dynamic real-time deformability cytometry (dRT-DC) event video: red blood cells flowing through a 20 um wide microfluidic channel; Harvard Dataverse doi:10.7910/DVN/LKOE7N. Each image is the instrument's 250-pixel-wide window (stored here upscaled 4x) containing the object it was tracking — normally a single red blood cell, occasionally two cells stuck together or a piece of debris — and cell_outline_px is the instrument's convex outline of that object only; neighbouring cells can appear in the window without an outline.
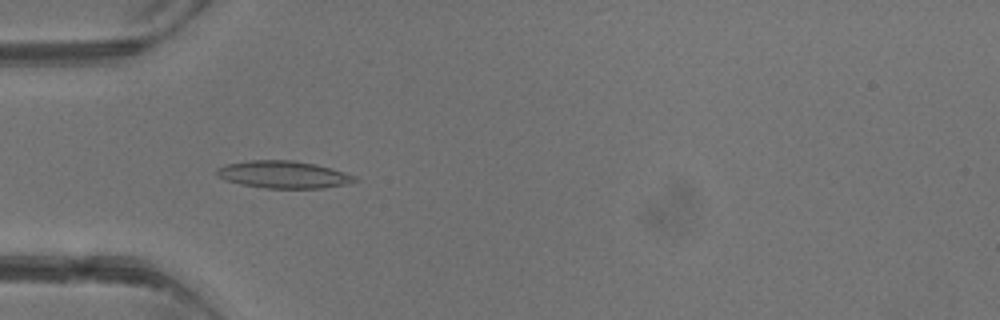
{"species": "common noctule bat (a hibernating species)", "species_latin": "Nyctalus noctula", "temperature_condition": "warm", "stored_images_in_passage": 5, "camera_frame_rate_fps": 3000, "um_per_image_px": 0.085, "animal": {"sex": "male", "body_mass_g": 13.3}, "frame": {"image": 1, "passage_image": 4, "time_ms": 3.667, "image_size_px": [1000, 320], "cell_outline_px": [[360, 180], [344, 184], [324, 188], [264, 188], [240, 184], [224, 180], [216, 172], [216, 168], [228, 164], [248, 160], [292, 160], [316, 164], [332, 168], [356, 176]], "centroid_in_image_um": [24.11, 14.83], "position_along_channel_um": 60.9, "area_um2": 21.96}}
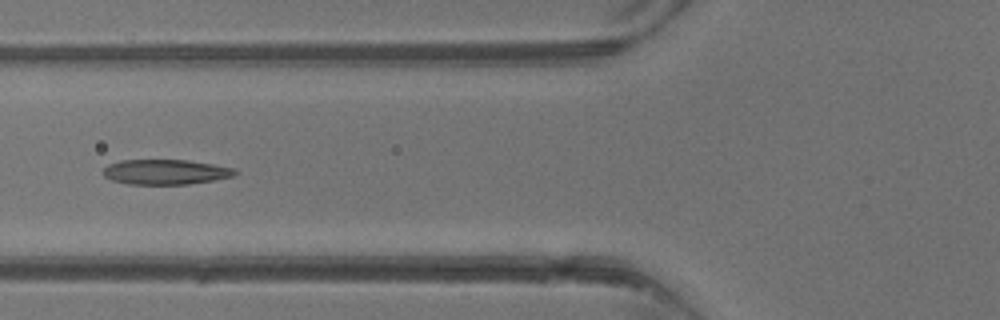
{"frame": {"image": 2, "passage_image": 5, "time_ms": 4.667, "image_size_px": [1000, 320], "cell_outline_px": [[240, 172], [232, 176], [216, 180], [188, 184], [128, 184], [112, 180], [104, 176], [100, 172], [108, 164], [120, 160], [188, 160], [236, 168]], "centroid_in_image_um": [14.07, 14.61], "position_along_channel_um": 111.7, "area_um2": 19.42}}